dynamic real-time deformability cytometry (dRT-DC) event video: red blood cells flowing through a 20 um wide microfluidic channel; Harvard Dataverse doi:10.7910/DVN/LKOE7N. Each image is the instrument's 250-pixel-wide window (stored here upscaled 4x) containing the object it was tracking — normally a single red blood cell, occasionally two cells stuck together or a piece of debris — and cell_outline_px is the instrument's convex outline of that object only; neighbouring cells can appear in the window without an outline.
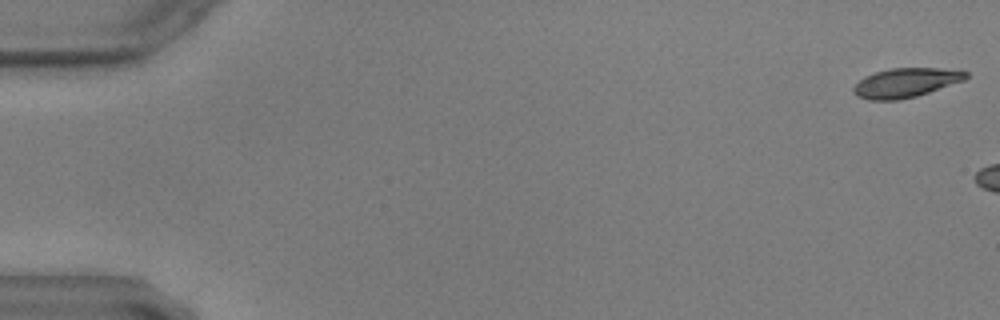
{"species": "common noctule bat (a hibernating species)", "species_latin": "Nyctalus noctula", "temperature_condition": "warm", "stored_images_in_passage": 5, "camera_frame_rate_fps": 3000, "um_per_image_px": 0.085, "animal": {"sex": "male", "body_mass_g": 17.9, "forearm_length_mm": 54.2}, "frame": {"image": 1, "passage_image": 1, "time_ms": 0.0, "image_size_px": [1000, 320], "cell_outline_px": [[968, 76], [964, 80], [916, 96], [900, 100], [868, 100], [856, 96], [852, 92], [852, 88], [864, 76], [888, 68], [936, 68], [968, 72]], "centroid_in_image_um": [76.92, 7.04], "position_along_channel_um": 8.1, "area_um2": 19.07}}